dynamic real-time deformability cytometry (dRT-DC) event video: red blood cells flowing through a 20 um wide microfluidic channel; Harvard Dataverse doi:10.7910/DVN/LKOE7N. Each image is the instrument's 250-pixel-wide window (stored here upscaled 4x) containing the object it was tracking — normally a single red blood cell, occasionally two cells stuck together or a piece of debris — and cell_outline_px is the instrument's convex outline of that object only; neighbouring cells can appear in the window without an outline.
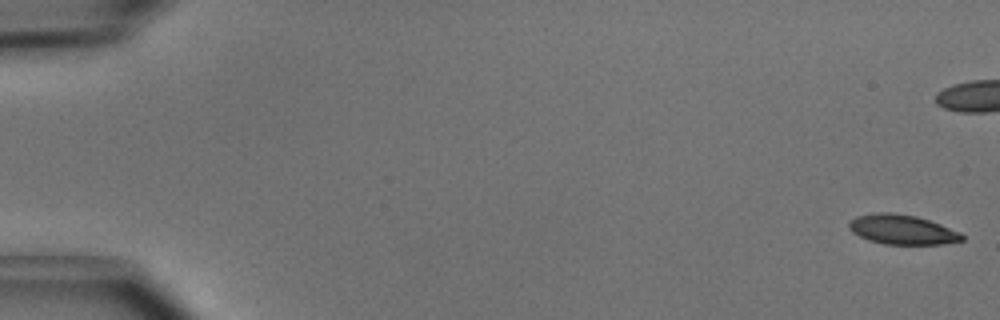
{"species": "common noctule bat (a hibernating species)", "species_latin": "Nyctalus noctula", "temperature_condition": "cold", "stored_images_in_passage": 6, "camera_frame_rate_fps": 3000, "um_per_image_px": 0.085, "animal": {"sex": "male", "body_mass_g": 15.6}, "frame": {"image": 1, "passage_image": 1, "time_ms": 0.0, "image_size_px": [1000, 320], "cell_outline_px": [[964, 240], [944, 244], [884, 244], [868, 240], [852, 232], [848, 228], [848, 224], [856, 216], [876, 212], [892, 212], [916, 216], [940, 224], [960, 232], [964, 236]], "centroid_in_image_um": [76.68, 19.51], "position_along_channel_um": 8.3, "area_um2": 19.54}}
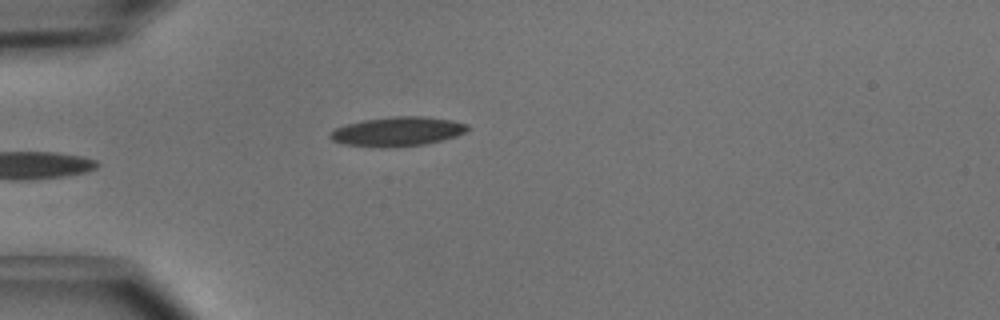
{"frame": {"image": 2, "passage_image": 6, "time_ms": 1.667, "image_size_px": [1000, 320], "cell_outline_px": [[472, 128], [456, 136], [424, 144], [396, 148], [380, 148], [344, 144], [332, 140], [328, 136], [328, 132], [336, 128], [348, 124], [364, 120], [392, 116], [424, 116], [452, 120], [468, 124]], "centroid_in_image_um": [33.78, 11.18], "position_along_channel_um": 51.2, "area_um2": 23.7}}